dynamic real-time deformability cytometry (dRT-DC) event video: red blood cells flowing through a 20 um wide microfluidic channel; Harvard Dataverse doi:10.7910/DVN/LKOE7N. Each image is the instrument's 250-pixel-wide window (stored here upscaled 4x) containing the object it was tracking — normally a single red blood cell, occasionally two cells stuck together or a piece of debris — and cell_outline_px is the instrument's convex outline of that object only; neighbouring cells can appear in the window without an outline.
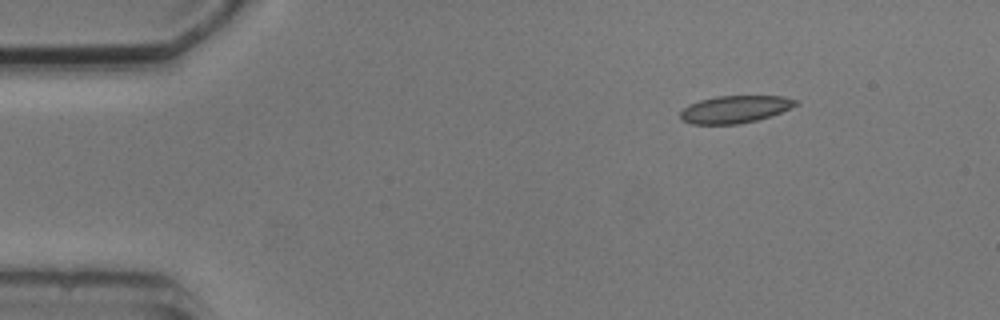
{"species": "common noctule bat (a hibernating species)", "species_latin": "Nyctalus noctula", "temperature_condition": "cold", "stored_images_in_passage": 6, "segment_of_instrument_passage": [2, 2], "camera_frame_rate_fps": 3000, "um_per_image_px": 0.085, "animal": {"sex": "male", "body_mass_g": 20.5, "forearm_length_mm": 52.5}, "frame": {"image": 1, "passage_image": 6, "time_ms": 6.667, "image_size_px": [1000, 320], "cell_outline_px": [[800, 104], [780, 112], [756, 120], [740, 124], [692, 124], [680, 120], [680, 112], [688, 104], [700, 100], [716, 96], [784, 96], [800, 100]], "centroid_in_image_um": [62.47, 9.28], "position_along_channel_um": 22.5, "area_um2": 18.5}}